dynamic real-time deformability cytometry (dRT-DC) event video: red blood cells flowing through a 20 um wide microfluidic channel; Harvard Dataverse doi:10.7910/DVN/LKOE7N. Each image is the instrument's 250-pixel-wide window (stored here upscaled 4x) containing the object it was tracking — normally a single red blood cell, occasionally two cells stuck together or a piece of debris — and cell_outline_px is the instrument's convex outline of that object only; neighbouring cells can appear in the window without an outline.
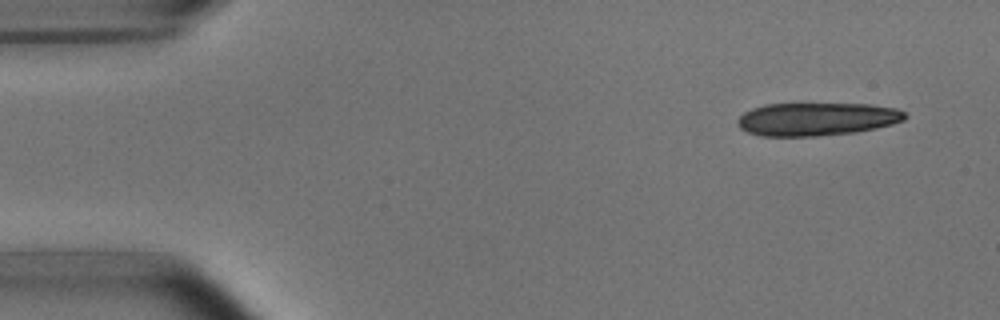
{"species": "common noctule bat (a hibernating species)", "species_latin": "Nyctalus noctula", "temperature_condition": "room temperature", "stored_images_in_passage": 6, "segment_of_instrument_passage": [2, 2], "camera_frame_rate_fps": 3000, "um_per_image_px": 0.085, "animal": {"sex": "male", "body_mass_g": 15.6}, "frame": {"image": 1, "passage_image": 6, "time_ms": 5.667, "image_size_px": [1000, 320], "cell_outline_px": [[908, 116], [904, 120], [892, 124], [876, 128], [856, 132], [816, 136], [760, 136], [748, 132], [740, 128], [736, 124], [736, 120], [744, 112], [752, 108], [764, 104], [872, 104], [896, 108], [904, 112]], "centroid_in_image_um": [69.41, 10.12], "position_along_channel_um": 15.6, "area_um2": 32.43}}